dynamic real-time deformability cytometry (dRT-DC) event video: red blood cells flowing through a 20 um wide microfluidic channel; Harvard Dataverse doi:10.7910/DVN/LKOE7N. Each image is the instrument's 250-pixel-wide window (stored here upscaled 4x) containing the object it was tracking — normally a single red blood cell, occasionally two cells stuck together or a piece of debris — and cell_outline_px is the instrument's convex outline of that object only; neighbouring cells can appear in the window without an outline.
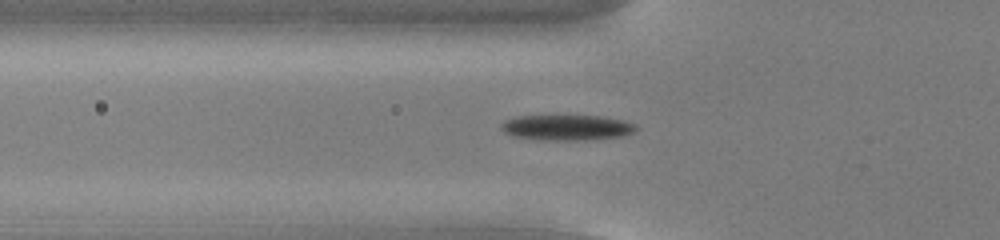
{"species": "common noctule bat (a hibernating species)", "species_latin": "Nyctalus noctula", "temperature_condition": "cold", "stored_images_in_passage": 42, "camera_frame_rate_fps": 3000, "um_per_image_px": 0.085, "animal": {"sex": "male", "body_mass_g": 13.0, "forearm_length_mm": 53.1}, "frame": {"image": 1, "passage_image": 7, "time_ms": 2.0, "image_size_px": [1000, 240], "cell_outline_px": [[636, 132], [620, 136], [584, 140], [532, 140], [512, 136], [504, 132], [500, 128], [500, 124], [504, 120], [516, 116], [604, 116], [624, 120], [636, 124]], "centroid_in_image_um": [48.14, 10.84], "position_along_channel_um": 77.7, "area_um2": 20.29}}
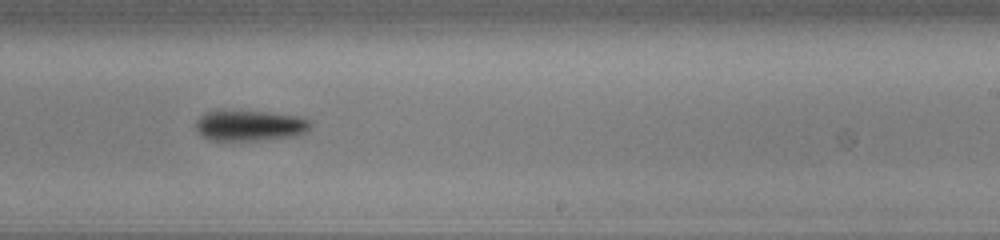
{"frame": {"image": 2, "passage_image": 22, "time_ms": 7.0, "image_size_px": [1000, 240], "cell_outline_px": [[312, 124], [304, 132], [292, 136], [252, 140], [208, 140], [200, 136], [196, 128], [196, 120], [204, 112], [216, 108], [268, 112], [296, 116], [312, 120]], "centroid_in_image_um": [21.12, 10.62], "position_along_channel_um": 267.9, "area_um2": 20.92}}
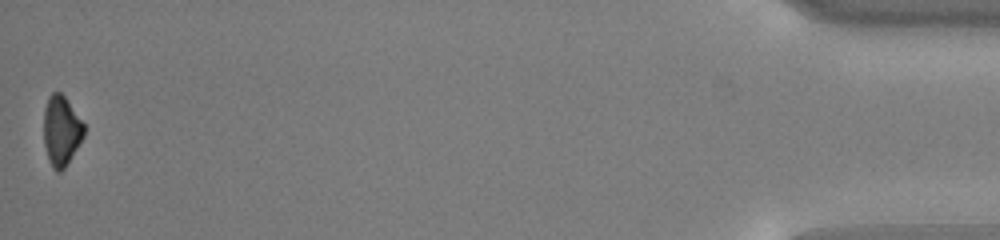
{"frame": {"image": 3, "passage_image": 42, "time_ms": 13.667, "image_size_px": [1000, 240], "cell_outline_px": [[84, 136], [64, 168], [60, 172], [56, 172], [52, 168], [48, 160], [44, 144], [44, 108], [48, 96], [52, 92], [60, 92], [64, 96], [84, 124]], "centroid_in_image_um": [5.19, 11.12], "position_along_channel_um": 430.0, "area_um2": 16.3}, "authors_computed_cell_mechanics": {"area_um2": 19.363, "velocity_mm_per_s": 3.8065, "shape_relaxation_time_tau1_ms": 5.2994, "shape_relaxation_time_tau2_ms": null, "deformation_change_tau1": 0.2123, "deformation_change_tau2": null}}